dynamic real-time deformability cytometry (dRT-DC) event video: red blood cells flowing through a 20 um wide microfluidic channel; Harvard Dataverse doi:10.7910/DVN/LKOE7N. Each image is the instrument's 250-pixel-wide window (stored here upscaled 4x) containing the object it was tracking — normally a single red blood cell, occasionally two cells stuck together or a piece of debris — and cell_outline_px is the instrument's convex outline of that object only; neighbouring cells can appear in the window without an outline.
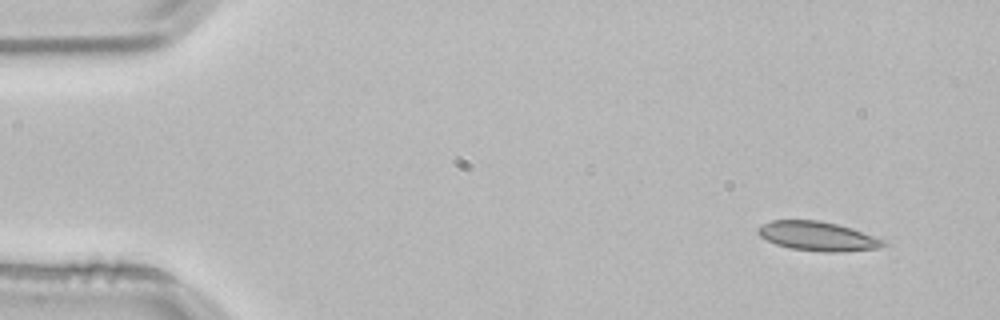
{"species": "common noctule bat (a hibernating species)", "species_latin": "Nyctalus noctula", "temperature_condition": "room temperature", "stored_images_in_passage": 4, "segment_of_instrument_passage": [1, 2], "camera_frame_rate_fps": 3000, "um_per_image_px": 0.085, "animal": {"sex": "male", "body_mass_g": 21.5, "forearm_length_mm": 52.0}, "frame": {"image": 1, "passage_image": 1, "time_ms": 0.0, "image_size_px": [1000, 320], "cell_outline_px": [[888, 244], [880, 248], [844, 252], [820, 252], [792, 248], [776, 244], [760, 236], [756, 232], [756, 228], [760, 224], [772, 220], [820, 220], [852, 228], [884, 240]], "centroid_in_image_um": [69.5, 20.08], "position_along_channel_um": 15.5, "area_um2": 21.5}}